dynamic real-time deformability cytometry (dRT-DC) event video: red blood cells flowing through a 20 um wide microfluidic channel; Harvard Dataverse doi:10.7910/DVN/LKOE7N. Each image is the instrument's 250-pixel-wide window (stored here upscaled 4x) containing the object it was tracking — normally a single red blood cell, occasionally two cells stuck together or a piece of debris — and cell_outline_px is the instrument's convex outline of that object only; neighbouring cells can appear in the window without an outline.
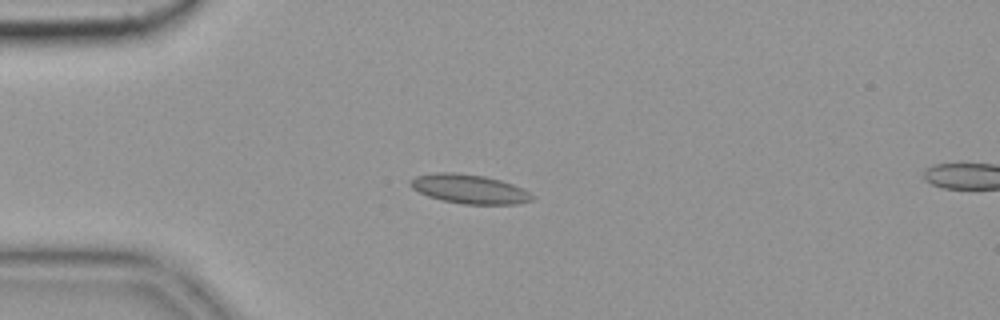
{"species": "common noctule bat (a hibernating species)", "species_latin": "Nyctalus noctula", "temperature_condition": "cold", "stored_images_in_passage": 3, "camera_frame_rate_fps": 3000, "um_per_image_px": 0.085, "animal": {"sex": "female", "body_mass_g": 19.9}, "frame": {"image": 1, "passage_image": 2, "time_ms": 0.333, "image_size_px": [1000, 320], "cell_outline_px": [[532, 200], [516, 204], [464, 204], [440, 200], [428, 196], [412, 188], [408, 184], [408, 180], [416, 176], [436, 172], [456, 172], [484, 176], [500, 180], [512, 184], [528, 192], [532, 196]], "centroid_in_image_um": [39.82, 16.06], "position_along_channel_um": 45.2, "area_um2": 20.58}}